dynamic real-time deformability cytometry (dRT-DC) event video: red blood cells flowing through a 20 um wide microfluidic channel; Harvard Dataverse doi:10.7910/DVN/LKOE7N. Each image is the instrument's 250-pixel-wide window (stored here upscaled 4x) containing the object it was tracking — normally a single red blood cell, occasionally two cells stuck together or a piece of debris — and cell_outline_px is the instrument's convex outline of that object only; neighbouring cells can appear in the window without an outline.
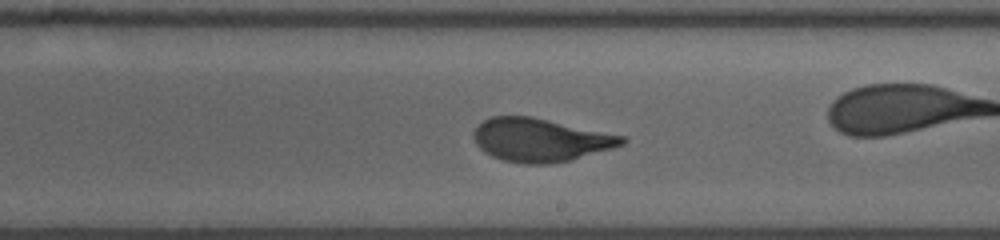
{"species": "human", "species_latin": "Homo sapiens", "temperature_condition": "room temperature", "stored_images_in_passage": 35, "camera_frame_rate_fps": 3000, "um_per_image_px": 0.085, "donor": {"sex": "male"}, "frame": {"image": 1, "passage_image": 20, "time_ms": 6.333, "image_size_px": [1000, 240], "cell_outline_px": [[628, 140], [624, 144], [612, 148], [568, 160], [548, 164], [524, 164], [504, 160], [492, 156], [484, 152], [476, 144], [472, 136], [472, 132], [484, 120], [492, 116], [532, 116], [624, 136]], "centroid_in_image_um": [45.9, 11.89], "position_along_channel_um": 243.1, "area_um2": 37.17}, "authors_computed_cell_mechanics": {"area_um2": 37.6278, "velocity_mm_per_s": 3.8336, "shape_relaxation_time_tau1_ms": 5.4712, "shape_relaxation_time_tau2_ms": null, "deformation_change_tau1": 0.2327, "deformation_change_tau2": null}}